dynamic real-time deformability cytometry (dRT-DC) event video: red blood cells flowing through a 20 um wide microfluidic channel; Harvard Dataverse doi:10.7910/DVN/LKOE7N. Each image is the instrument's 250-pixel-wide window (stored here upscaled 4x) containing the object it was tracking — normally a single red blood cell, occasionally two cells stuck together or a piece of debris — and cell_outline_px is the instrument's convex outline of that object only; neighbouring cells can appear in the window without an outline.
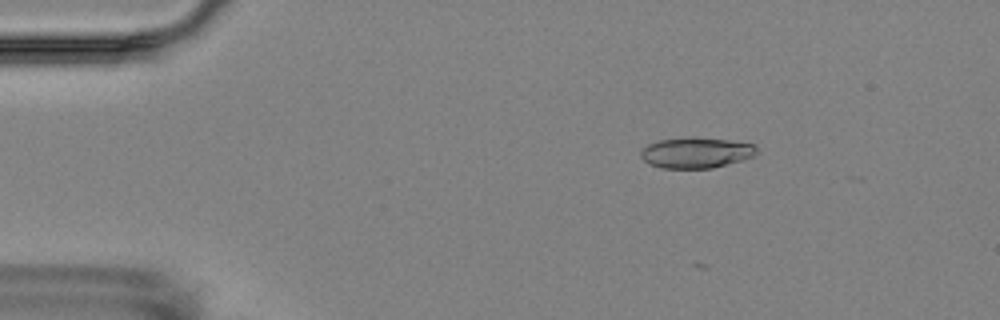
{"species": "Egyptian fruit bat (a non-hibernating species)", "species_latin": "Rousettus aegyptiacus", "temperature_condition": "room temperature", "stored_images_in_passage": 5, "camera_frame_rate_fps": 3000, "um_per_image_px": 0.085, "animal": {"sex": "female"}, "frame": {"image": 1, "passage_image": 3, "time_ms": 2.333, "image_size_px": [1000, 320], "cell_outline_px": [[756, 152], [752, 156], [740, 160], [712, 168], [660, 168], [648, 164], [640, 156], [640, 152], [648, 144], [660, 140], [692, 136], [728, 140], [756, 144]], "centroid_in_image_um": [59.13, 12.97], "position_along_channel_um": 25.9, "area_um2": 20.69}}